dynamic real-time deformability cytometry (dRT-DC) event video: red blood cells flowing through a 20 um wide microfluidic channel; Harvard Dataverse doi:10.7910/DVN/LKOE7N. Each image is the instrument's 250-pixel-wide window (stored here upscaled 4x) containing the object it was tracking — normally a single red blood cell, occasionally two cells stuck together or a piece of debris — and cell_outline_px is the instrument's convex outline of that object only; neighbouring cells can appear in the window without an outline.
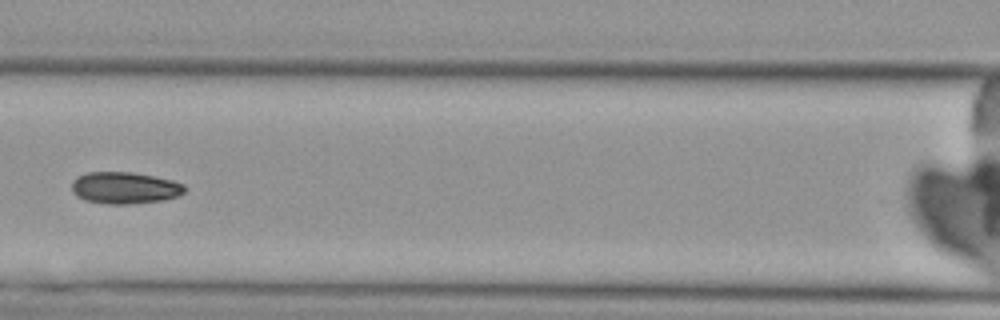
{"species": "Egyptian fruit bat (a non-hibernating species)", "species_latin": "Rousettus aegyptiacus", "temperature_condition": "cold", "stored_images_in_passage": 7, "camera_frame_rate_fps": 3000, "um_per_image_px": 0.085, "animal": {"sex": "female"}, "frame": {"image": 1, "passage_image": 6, "time_ms": 6.0, "image_size_px": [1000, 320], "cell_outline_px": [[184, 192], [176, 196], [160, 200], [128, 204], [108, 204], [84, 200], [76, 196], [72, 192], [72, 180], [76, 176], [88, 172], [132, 172], [172, 180], [184, 184]], "centroid_in_image_um": [10.53, 15.96], "position_along_channel_um": 156.1, "area_um2": 20.81}}